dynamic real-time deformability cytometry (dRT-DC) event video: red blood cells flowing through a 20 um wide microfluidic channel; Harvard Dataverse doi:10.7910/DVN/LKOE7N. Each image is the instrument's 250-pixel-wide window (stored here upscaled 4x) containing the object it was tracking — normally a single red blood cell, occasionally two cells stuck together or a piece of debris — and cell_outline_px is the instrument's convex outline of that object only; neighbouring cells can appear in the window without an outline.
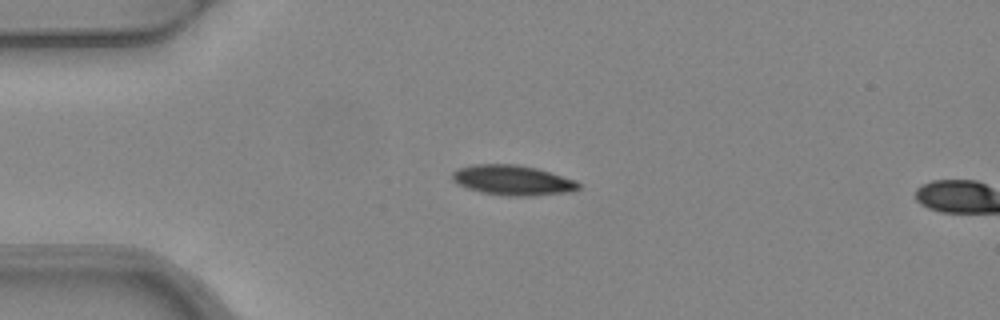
{"species": "common noctule bat (a hibernating species)", "species_latin": "Nyctalus noctula", "temperature_condition": "warm", "stored_images_in_passage": 4, "camera_frame_rate_fps": 3000, "um_per_image_px": 0.085, "animal": {"sex": "female", "body_mass_g": 24.6, "forearm_length_mm": 56.2}, "frame": {"image": 1, "passage_image": 3, "time_ms": 0.667, "image_size_px": [1000, 320], "cell_outline_px": [[580, 188], [572, 192], [532, 196], [504, 196], [480, 192], [456, 184], [452, 180], [452, 172], [460, 168], [476, 164], [516, 164], [536, 168], [576, 180], [580, 184]], "centroid_in_image_um": [43.58, 15.33], "position_along_channel_um": 41.4, "area_um2": 22.25}}